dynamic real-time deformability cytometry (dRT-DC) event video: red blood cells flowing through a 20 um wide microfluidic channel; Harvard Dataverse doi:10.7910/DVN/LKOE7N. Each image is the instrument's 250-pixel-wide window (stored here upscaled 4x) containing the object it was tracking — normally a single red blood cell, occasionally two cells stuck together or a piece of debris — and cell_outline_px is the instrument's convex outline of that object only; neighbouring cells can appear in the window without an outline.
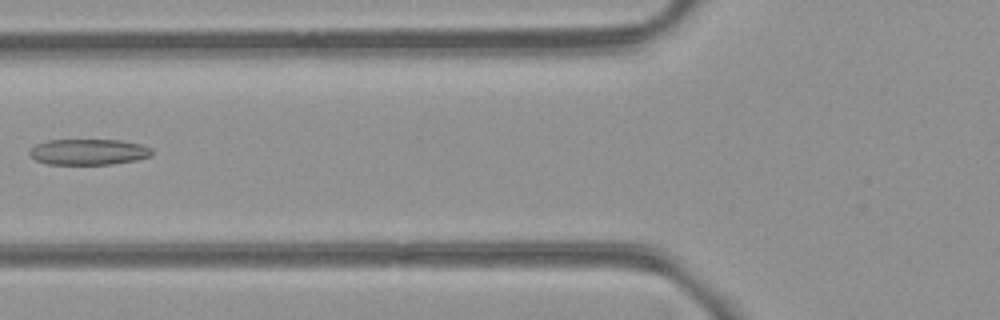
{"species": "common noctule bat (a hibernating species)", "species_latin": "Nyctalus noctula", "temperature_condition": "room temperature", "stored_images_in_passage": 7, "camera_frame_rate_fps": 3000, "um_per_image_px": 0.085, "animal": {"sex": "female", "body_mass_g": 21.9}, "frame": {"image": 1, "passage_image": 6, "time_ms": 6.0, "image_size_px": [1000, 320], "cell_outline_px": [[152, 156], [136, 160], [112, 164], [48, 164], [36, 160], [28, 156], [28, 152], [36, 144], [48, 140], [120, 140], [140, 144], [152, 148]], "centroid_in_image_um": [7.52, 12.91], "position_along_channel_um": 118.3, "area_um2": 18.5}}
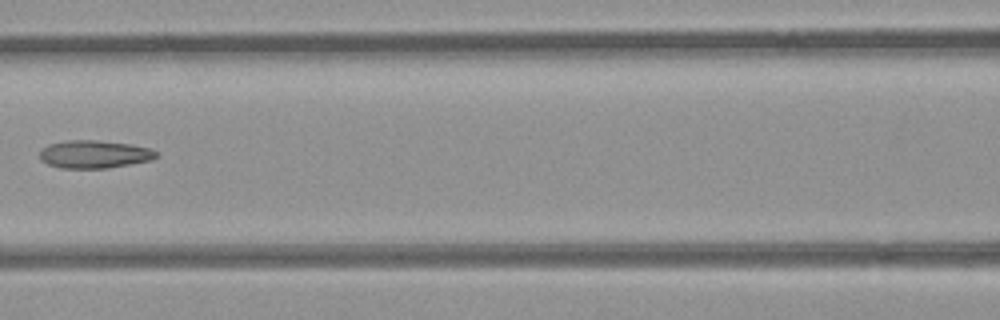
{"frame": {"image": 2, "passage_image": 7, "time_ms": 7.0, "image_size_px": [1000, 320], "cell_outline_px": [[160, 156], [152, 160], [108, 168], [60, 168], [48, 164], [40, 160], [40, 152], [48, 144], [68, 140], [96, 140], [128, 144], [148, 148], [156, 152]], "centroid_in_image_um": [8.01, 13.12], "position_along_channel_um": 158.6, "area_um2": 18.84}}